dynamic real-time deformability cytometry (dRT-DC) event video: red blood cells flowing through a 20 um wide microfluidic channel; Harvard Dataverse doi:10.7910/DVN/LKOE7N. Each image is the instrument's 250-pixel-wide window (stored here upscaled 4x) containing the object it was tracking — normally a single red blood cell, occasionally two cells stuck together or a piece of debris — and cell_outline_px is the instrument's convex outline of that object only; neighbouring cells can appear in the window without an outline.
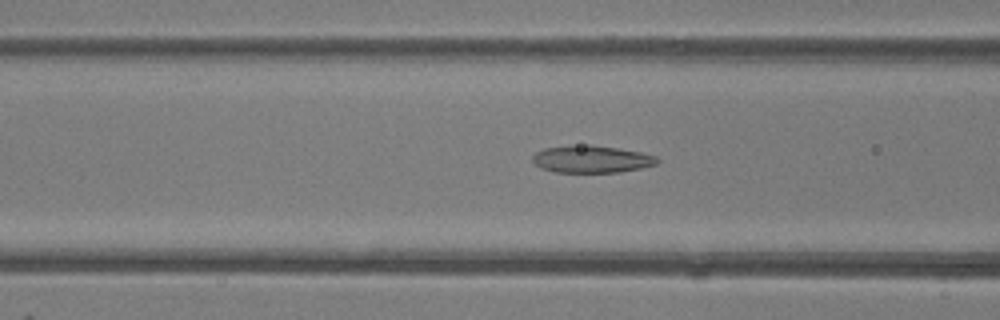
{"species": "common noctule bat (a hibernating species)", "species_latin": "Nyctalus noctula", "temperature_condition": "room temperature", "stored_images_in_passage": 49, "camera_frame_rate_fps": 3000, "um_per_image_px": 0.085, "animal": {"sex": "female"}, "frame": {"image": 1, "passage_image": 19, "time_ms": 6.0, "image_size_px": [1000, 320], "cell_outline_px": [[660, 160], [656, 164], [640, 168], [620, 172], [556, 172], [540, 168], [532, 160], [532, 156], [536, 152], [544, 148], [588, 144], [592, 144], [640, 152], [656, 156]], "centroid_in_image_um": [50.28, 13.53], "position_along_channel_um": 116.3, "area_um2": 19.71}}
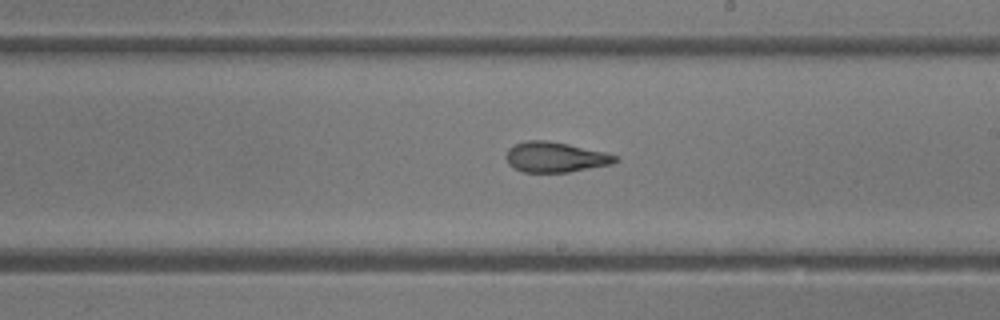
{"frame": {"image": 2, "passage_image": 28, "time_ms": 9.0, "image_size_px": [1000, 320], "cell_outline_px": [[620, 160], [612, 164], [568, 172], [524, 172], [512, 168], [508, 164], [504, 156], [508, 148], [516, 144], [528, 140], [548, 140], [568, 144], [604, 152], [616, 156]], "centroid_in_image_um": [47.16, 13.36], "position_along_channel_um": 241.8, "area_um2": 19.31}}
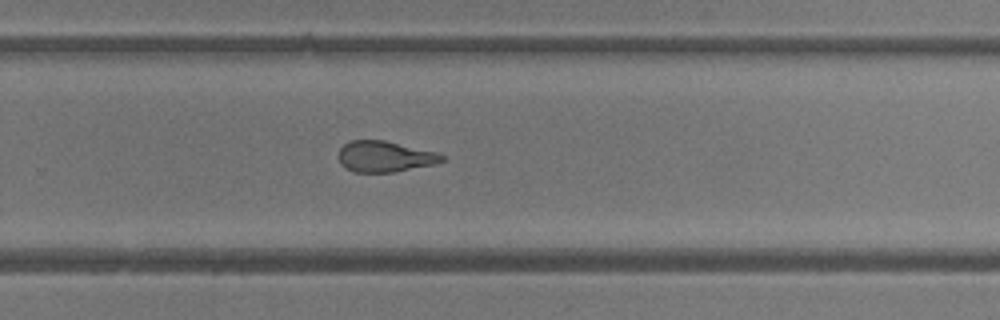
{"frame": {"image": 3, "passage_image": 32, "time_ms": 10.333, "image_size_px": [1000, 320], "cell_outline_px": [[444, 160], [432, 164], [392, 172], [356, 172], [340, 164], [336, 156], [340, 148], [344, 144], [352, 140], [384, 140], [436, 152], [444, 156]], "centroid_in_image_um": [32.64, 13.29], "position_along_channel_um": 297.2, "area_um2": 18.44}, "authors_computed_cell_mechanics": {"area_um2": 20.9236, "velocity_mm_per_s": 4.1693, "shape_relaxation_time_tau1_ms": 7.9183, "shape_relaxation_time_tau2_ms": 2.0431, "deformation_change_tau1": 0.2384, "deformation_change_tau2": 0.0967}}